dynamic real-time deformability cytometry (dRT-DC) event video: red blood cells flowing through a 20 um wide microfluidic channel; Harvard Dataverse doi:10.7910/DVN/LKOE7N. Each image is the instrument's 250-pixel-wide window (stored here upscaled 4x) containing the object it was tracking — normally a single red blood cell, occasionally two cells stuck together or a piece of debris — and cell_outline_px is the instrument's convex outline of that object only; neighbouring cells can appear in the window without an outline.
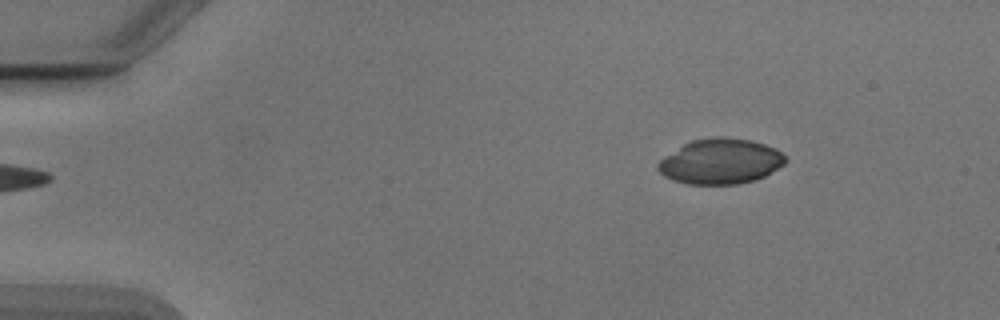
{"species": "Egyptian fruit bat (a non-hibernating species)", "species_latin": "Rousettus aegyptiacus", "temperature_condition": "cold", "stored_images_in_passage": 2, "camera_frame_rate_fps": 3000, "um_per_image_px": 0.085, "animal": {"sex": "male"}, "frame": {"image": 1, "passage_image": 2, "time_ms": 1.0, "image_size_px": [1000, 320], "cell_outline_px": [[788, 160], [784, 164], [764, 176], [752, 180], [736, 184], [688, 184], [664, 176], [656, 168], [656, 164], [664, 156], [684, 144], [692, 140], [716, 136], [724, 136], [752, 140], [776, 148]], "centroid_in_image_um": [61.23, 13.7], "position_along_channel_um": 23.8, "area_um2": 33.52}}